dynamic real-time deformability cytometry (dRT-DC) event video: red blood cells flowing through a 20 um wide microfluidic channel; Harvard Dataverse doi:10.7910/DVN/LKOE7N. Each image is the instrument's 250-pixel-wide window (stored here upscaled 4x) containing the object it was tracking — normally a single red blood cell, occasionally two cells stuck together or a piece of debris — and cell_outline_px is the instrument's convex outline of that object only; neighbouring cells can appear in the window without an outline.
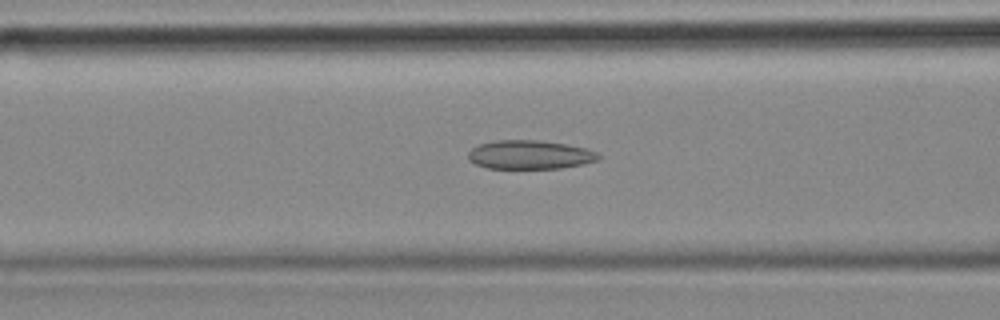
{"species": "common noctule bat (a hibernating species)", "species_latin": "Nyctalus noctula", "temperature_condition": "cold", "stored_images_in_passage": 40, "camera_frame_rate_fps": 3000, "um_per_image_px": 0.085, "animal": {"sex": "female", "body_mass_g": 18.4}, "frame": {"image": 1, "passage_image": 13, "time_ms": 4.0, "image_size_px": [1000, 320], "cell_outline_px": [[600, 156], [596, 160], [584, 164], [560, 168], [488, 168], [476, 164], [468, 160], [468, 152], [472, 148], [480, 144], [496, 140], [540, 140], [588, 148], [596, 152]], "centroid_in_image_um": [45.02, 13.15], "position_along_channel_um": 121.6, "area_um2": 21.79}}
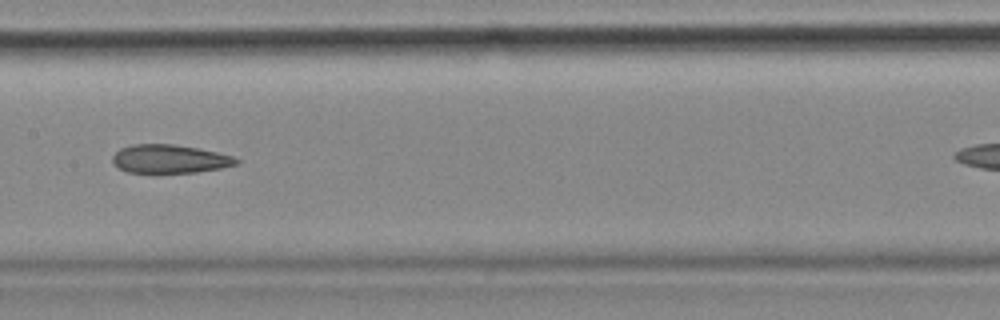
{"frame": {"image": 2, "passage_image": 19, "time_ms": 6.0, "image_size_px": [1000, 320], "cell_outline_px": [[240, 160], [236, 164], [220, 168], [196, 172], [128, 172], [112, 164], [112, 156], [120, 148], [132, 144], [172, 144], [196, 148], [216, 152], [232, 156]], "centroid_in_image_um": [14.38, 13.5], "position_along_channel_um": 193.0, "area_um2": 20.29}}
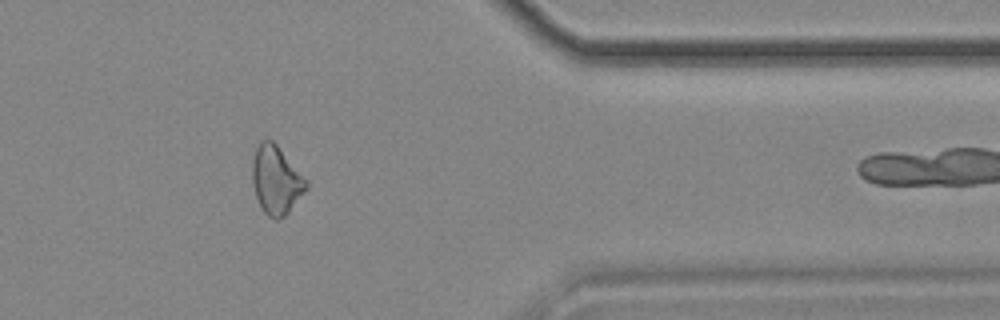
{"frame": {"image": 3, "passage_image": 37, "time_ms": 12.0, "image_size_px": [1000, 320], "cell_outline_px": [[308, 188], [288, 212], [284, 216], [276, 220], [272, 220], [264, 212], [256, 196], [252, 180], [252, 160], [256, 148], [260, 140], [272, 140], [276, 144], [308, 180]], "centroid_in_image_um": [23.47, 15.3], "position_along_channel_um": 387.9, "area_um2": 21.44}, "authors_computed_cell_mechanics": {"area_um2": 21.4438, "velocity_mm_per_s": 3.5767, "shape_relaxation_time_tau1_ms": null, "shape_relaxation_time_tau2_ms": 6.2122, "deformation_change_tau1": null, "deformation_change_tau2": 0.1676}}